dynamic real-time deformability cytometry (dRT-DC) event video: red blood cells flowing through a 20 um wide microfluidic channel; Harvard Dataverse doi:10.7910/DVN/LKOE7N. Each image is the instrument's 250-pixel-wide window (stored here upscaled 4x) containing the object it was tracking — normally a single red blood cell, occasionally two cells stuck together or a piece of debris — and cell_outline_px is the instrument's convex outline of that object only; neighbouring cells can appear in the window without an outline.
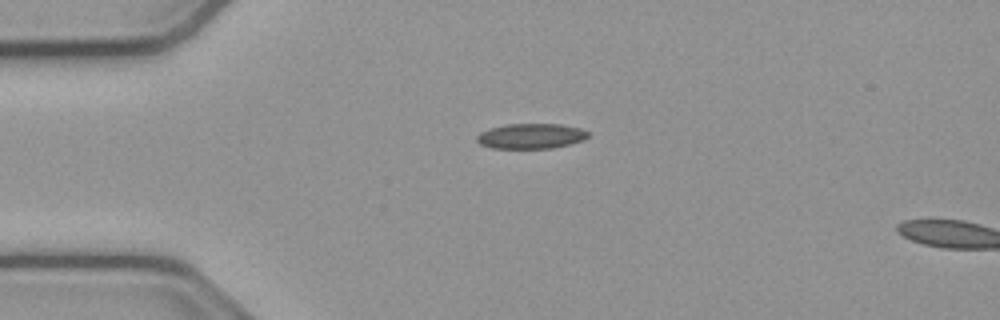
{"species": "common noctule bat (a hibernating species)", "species_latin": "Nyctalus noctula", "temperature_condition": "cold", "stored_images_in_passage": 3, "camera_frame_rate_fps": 3000, "um_per_image_px": 0.085, "animal": {"sex": "male", "body_mass_g": 23.1, "forearm_length_mm": 52.7}, "frame": {"image": 1, "passage_image": 1, "time_ms": 0.0, "image_size_px": [1000, 320], "cell_outline_px": [[588, 136], [584, 140], [572, 144], [552, 148], [492, 148], [480, 144], [476, 140], [476, 136], [480, 132], [492, 128], [508, 124], [560, 124], [580, 128], [588, 132]], "centroid_in_image_um": [45.15, 11.57], "position_along_channel_um": 39.9, "area_um2": 16.3}}